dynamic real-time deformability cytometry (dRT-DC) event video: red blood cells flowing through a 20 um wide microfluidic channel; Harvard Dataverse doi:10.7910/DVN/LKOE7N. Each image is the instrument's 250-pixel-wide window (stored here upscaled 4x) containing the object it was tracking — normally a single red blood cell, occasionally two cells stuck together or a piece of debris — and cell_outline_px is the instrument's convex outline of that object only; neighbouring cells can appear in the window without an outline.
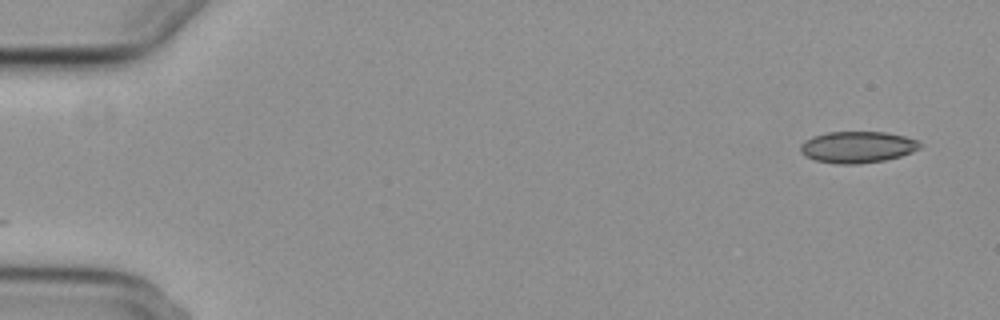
{"species": "common noctule bat (a hibernating species)", "species_latin": "Nyctalus noctula", "temperature_condition": "cold", "stored_images_in_passage": 5, "segment_of_instrument_passage": [1, 2], "camera_frame_rate_fps": 3000, "um_per_image_px": 0.085, "animal": {"sex": "female", "body_mass_g": 29.2, "forearm_length_mm": 56.3}, "frame": {"image": 1, "passage_image": 1, "time_ms": 0.0, "image_size_px": [1000, 320], "cell_outline_px": [[924, 144], [920, 148], [912, 152], [900, 156], [884, 160], [856, 164], [836, 164], [816, 160], [804, 156], [800, 152], [800, 144], [804, 140], [812, 136], [828, 132], [884, 132], [904, 136], [920, 140]], "centroid_in_image_um": [72.88, 12.5], "position_along_channel_um": 12.1, "area_um2": 22.14}}
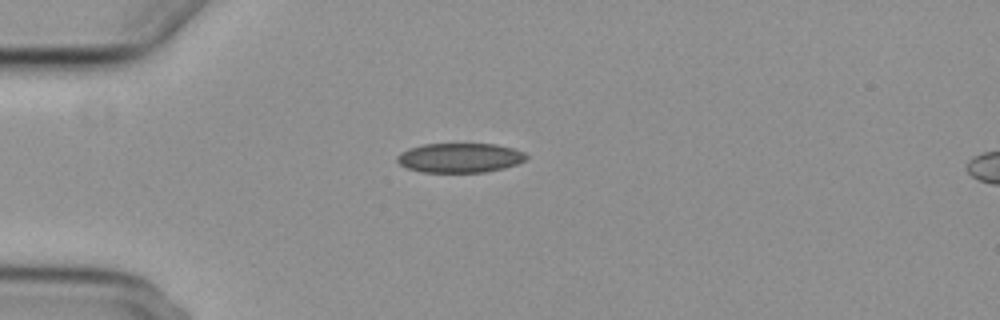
{"frame": {"image": 2, "passage_image": 4, "time_ms": 4.0, "image_size_px": [1000, 320], "cell_outline_px": [[528, 156], [524, 160], [516, 164], [504, 168], [488, 172], [420, 172], [408, 168], [400, 164], [396, 160], [396, 156], [400, 152], [408, 148], [424, 144], [496, 144], [512, 148], [524, 152]], "centroid_in_image_um": [39.06, 13.41], "position_along_channel_um": 45.9, "area_um2": 22.25}}